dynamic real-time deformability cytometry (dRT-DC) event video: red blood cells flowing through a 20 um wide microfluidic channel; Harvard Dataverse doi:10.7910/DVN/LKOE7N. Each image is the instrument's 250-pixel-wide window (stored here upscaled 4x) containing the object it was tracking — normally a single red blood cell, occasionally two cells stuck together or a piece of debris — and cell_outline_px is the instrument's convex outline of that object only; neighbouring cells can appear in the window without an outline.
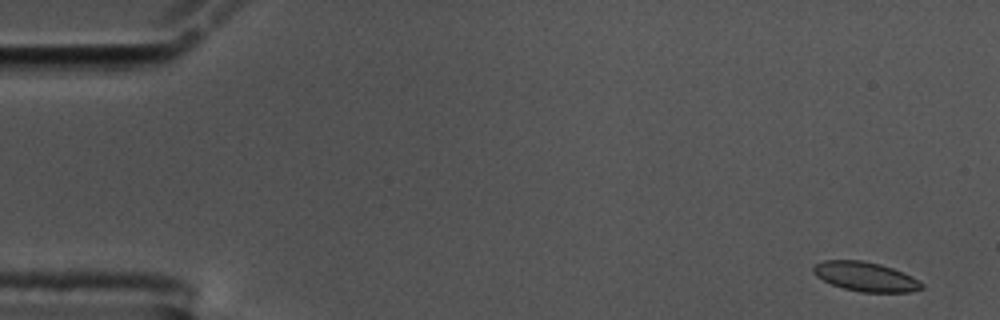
{"species": "common noctule bat (a hibernating species)", "species_latin": "Nyctalus noctula", "temperature_condition": "cold", "stored_images_in_passage": 56, "camera_frame_rate_fps": 3000, "um_per_image_px": 0.085, "animal": {"sex": "male", "body_mass_g": 17.5, "forearm_length_mm": 52.3}, "frame": {"image": 1, "passage_image": 2, "time_ms": 0.333, "image_size_px": [1000, 320], "cell_outline_px": [[924, 288], [908, 292], [860, 292], [844, 288], [832, 284], [816, 276], [812, 272], [812, 268], [816, 264], [824, 260], [864, 260], [880, 264], [892, 268], [912, 276], [920, 280], [924, 284]], "centroid_in_image_um": [73.59, 23.51], "position_along_channel_um": 11.4, "area_um2": 18.55}}
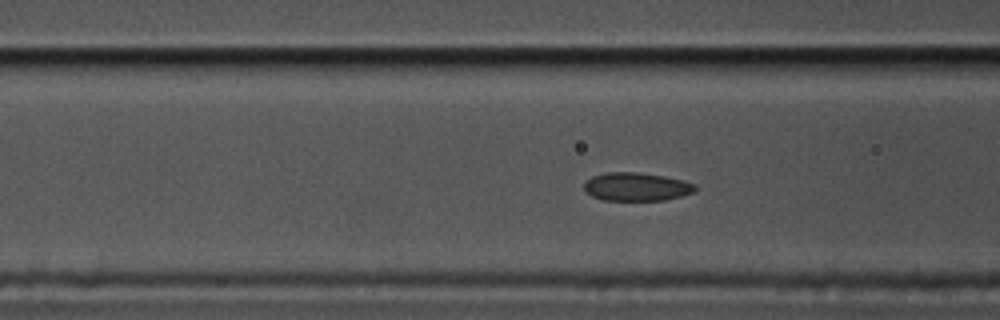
{"frame": {"image": 2, "passage_image": 21, "time_ms": 6.667, "image_size_px": [1000, 320], "cell_outline_px": [[696, 192], [664, 200], [604, 200], [592, 196], [584, 192], [584, 184], [592, 176], [608, 172], [636, 172], [664, 176], [696, 184]], "centroid_in_image_um": [54.09, 15.87], "position_along_channel_um": 112.5, "area_um2": 18.26}}
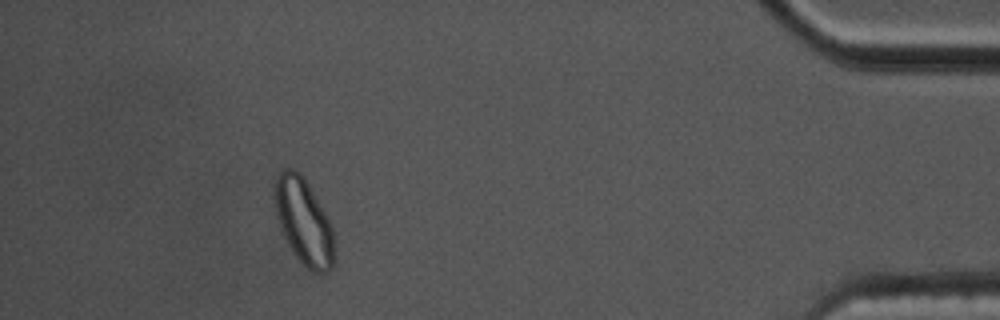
{"frame": {"image": 3, "passage_image": 51, "time_ms": 16.667, "image_size_px": [1000, 320], "cell_outline_px": [[332, 268], [328, 272], [312, 272], [292, 252], [284, 236], [276, 216], [272, 184], [276, 172], [284, 168], [292, 168], [300, 172], [308, 184], [324, 212], [332, 228]], "centroid_in_image_um": [25.73, 18.75], "position_along_channel_um": 409.5, "area_um2": 29.65}, "authors_computed_cell_mechanics": {"area_um2": 18.7272, "velocity_mm_per_s": 3.5344, "shape_relaxation_time_tau1_ms": 3.8448, "shape_relaxation_time_tau2_ms": 2.6451, "deformation_change_tau1": 0.102, "deformation_change_tau2": 0.0715}}